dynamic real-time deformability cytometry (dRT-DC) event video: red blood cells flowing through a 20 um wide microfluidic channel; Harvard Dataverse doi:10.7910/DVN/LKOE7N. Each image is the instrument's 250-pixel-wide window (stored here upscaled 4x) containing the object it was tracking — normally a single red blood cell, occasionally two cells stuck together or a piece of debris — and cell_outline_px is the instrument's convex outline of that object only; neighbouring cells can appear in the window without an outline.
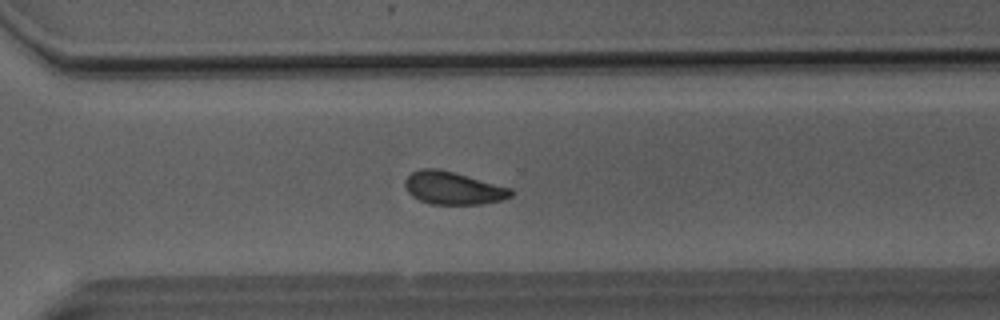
{"species": "Egyptian fruit bat (a non-hibernating species)", "species_latin": "Rousettus aegyptiacus", "temperature_condition": "room temperature", "stored_images_in_passage": 39, "camera_frame_rate_fps": 3000, "um_per_image_px": 0.085, "animal": {"sex": "male"}, "frame": {"image": 1, "passage_image": 25, "time_ms": 8.0, "image_size_px": [1000, 320], "cell_outline_px": [[512, 196], [500, 200], [484, 204], [432, 204], [420, 200], [412, 196], [408, 192], [404, 184], [404, 180], [412, 172], [420, 168], [436, 168], [468, 176], [512, 188]], "centroid_in_image_um": [38.5, 15.99], "position_along_channel_um": 332.1, "area_um2": 20.11}}
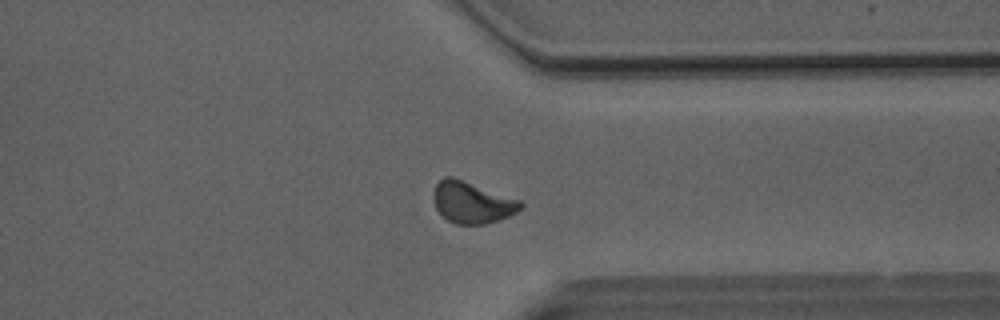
{"frame": {"image": 2, "passage_image": 28, "time_ms": 9.0, "image_size_px": [1000, 320], "cell_outline_px": [[524, 204], [516, 212], [508, 216], [484, 224], [456, 224], [448, 220], [436, 208], [432, 196], [432, 192], [436, 184], [444, 176], [452, 176], [520, 200]], "centroid_in_image_um": [40.09, 17.19], "position_along_channel_um": 371.3, "area_um2": 20.87}}
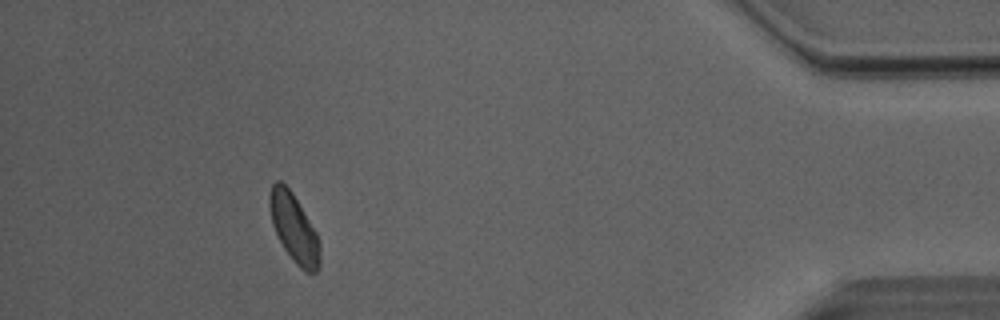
{"frame": {"image": 3, "passage_image": 35, "time_ms": 11.333, "image_size_px": [1000, 320], "cell_outline_px": [[320, 268], [316, 272], [304, 272], [292, 260], [284, 248], [272, 224], [268, 204], [268, 200], [272, 184], [276, 180], [280, 180], [292, 192], [316, 232], [320, 244]], "centroid_in_image_um": [24.99, 19.4], "position_along_channel_um": 410.2, "area_um2": 20.0}, "authors_computed_cell_mechanics": {"area_um2": 20.4034, "velocity_mm_per_s": 4.0423, "shape_relaxation_time_tau1_ms": 4.6826, "shape_relaxation_time_tau2_ms": 2.8914, "deformation_change_tau1": 0.0988, "deformation_change_tau2": 0.084}}